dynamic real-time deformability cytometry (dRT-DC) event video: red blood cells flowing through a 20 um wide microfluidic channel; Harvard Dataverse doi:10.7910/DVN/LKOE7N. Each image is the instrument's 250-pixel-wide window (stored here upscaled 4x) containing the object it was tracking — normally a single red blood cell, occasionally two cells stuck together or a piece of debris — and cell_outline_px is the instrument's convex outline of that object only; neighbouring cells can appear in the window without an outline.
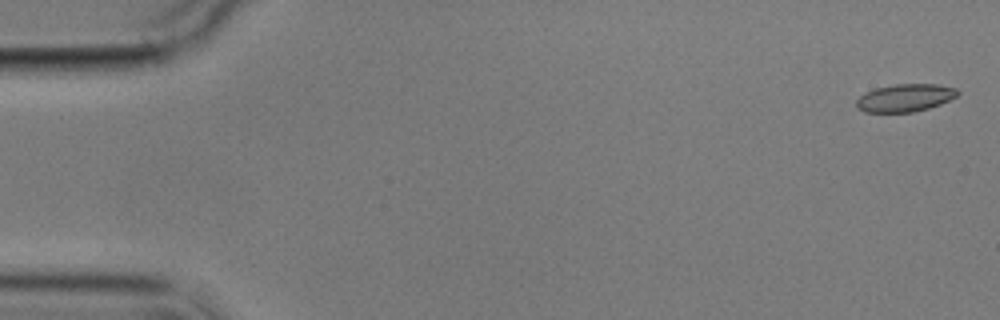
{"species": "common noctule bat (a hibernating species)", "species_latin": "Nyctalus noctula", "temperature_condition": "cold", "stored_images_in_passage": 5, "camera_frame_rate_fps": 3000, "um_per_image_px": 0.085, "animal": {"sex": "male", "body_mass_g": 17.9}, "frame": {"image": 1, "passage_image": 1, "time_ms": 0.0, "image_size_px": [1000, 320], "cell_outline_px": [[960, 92], [956, 96], [940, 104], [928, 108], [912, 112], [864, 112], [856, 108], [856, 100], [864, 92], [876, 88], [896, 84], [936, 84], [956, 88]], "centroid_in_image_um": [76.9, 8.31], "position_along_channel_um": 8.1, "area_um2": 16.3}}
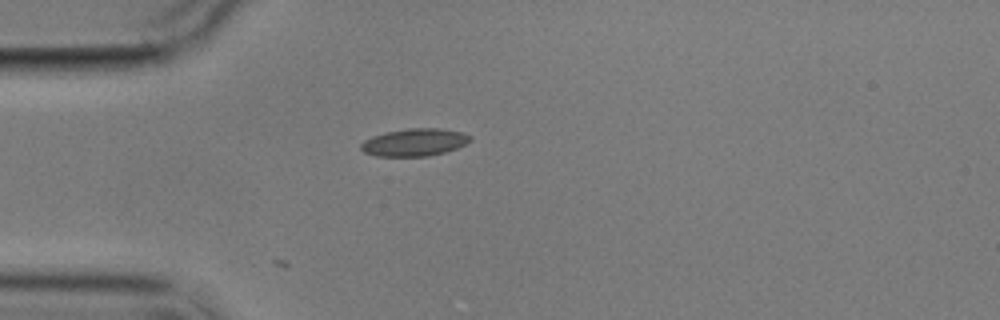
{"frame": {"image": 2, "passage_image": 5, "time_ms": 4.667, "image_size_px": [1000, 320], "cell_outline_px": [[472, 140], [456, 148], [444, 152], [428, 156], [376, 156], [364, 152], [360, 148], [360, 144], [364, 140], [372, 136], [384, 132], [408, 128], [440, 128], [464, 132], [472, 136]], "centroid_in_image_um": [35.23, 12.08], "position_along_channel_um": 49.8, "area_um2": 17.63}}